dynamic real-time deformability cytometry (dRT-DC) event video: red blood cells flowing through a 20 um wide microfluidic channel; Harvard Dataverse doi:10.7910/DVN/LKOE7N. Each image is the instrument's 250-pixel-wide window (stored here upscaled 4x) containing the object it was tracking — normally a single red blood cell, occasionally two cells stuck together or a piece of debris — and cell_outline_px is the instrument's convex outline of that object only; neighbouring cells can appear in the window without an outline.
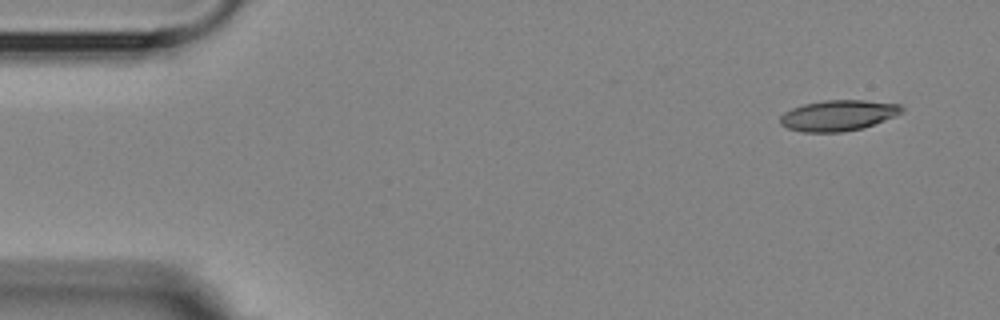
{"species": "Egyptian fruit bat (a non-hibernating species)", "species_latin": "Rousettus aegyptiacus", "temperature_condition": "room temperature", "stored_images_in_passage": 5, "camera_frame_rate_fps": 3000, "um_per_image_px": 0.085, "animal": {"sex": "female"}, "frame": {"image": 1, "passage_image": 1, "time_ms": 0.0, "image_size_px": [1000, 320], "cell_outline_px": [[904, 112], [896, 116], [860, 128], [844, 132], [804, 132], [788, 128], [780, 124], [780, 116], [784, 112], [792, 108], [804, 104], [824, 100], [864, 100], [900, 104], [904, 108]], "centroid_in_image_um": [71.25, 9.8], "position_along_channel_um": 13.7, "area_um2": 21.73}}
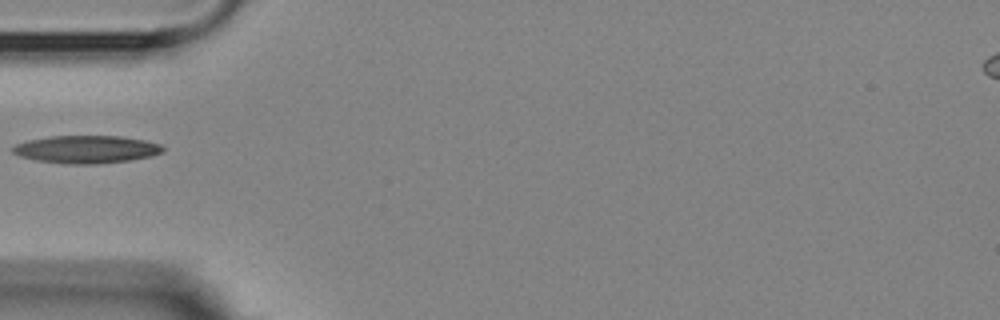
{"frame": {"image": 2, "passage_image": 4, "time_ms": 4.667, "image_size_px": [1000, 320], "cell_outline_px": [[164, 152], [152, 156], [132, 160], [100, 164], [68, 164], [36, 160], [20, 156], [12, 152], [12, 148], [16, 144], [28, 140], [48, 136], [120, 136], [144, 140], [160, 144], [164, 148]], "centroid_in_image_um": [7.37, 12.7], "position_along_channel_um": 77.6, "area_um2": 24.39}}
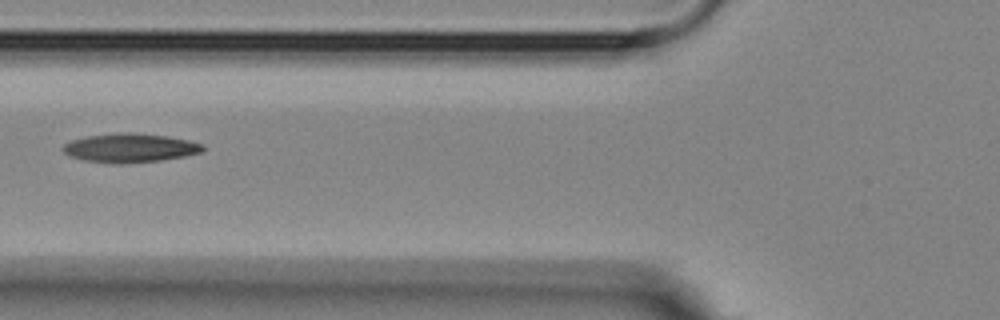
{"frame": {"image": 3, "passage_image": 5, "time_ms": 5.667, "image_size_px": [1000, 320], "cell_outline_px": [[204, 148], [200, 152], [184, 156], [160, 160], [120, 164], [112, 164], [84, 160], [68, 156], [60, 148], [64, 144], [72, 140], [88, 136], [128, 132], [132, 132], [168, 136], [188, 140], [204, 144]], "centroid_in_image_um": [11.02, 12.58], "position_along_channel_um": 114.8, "area_um2": 23.52}}